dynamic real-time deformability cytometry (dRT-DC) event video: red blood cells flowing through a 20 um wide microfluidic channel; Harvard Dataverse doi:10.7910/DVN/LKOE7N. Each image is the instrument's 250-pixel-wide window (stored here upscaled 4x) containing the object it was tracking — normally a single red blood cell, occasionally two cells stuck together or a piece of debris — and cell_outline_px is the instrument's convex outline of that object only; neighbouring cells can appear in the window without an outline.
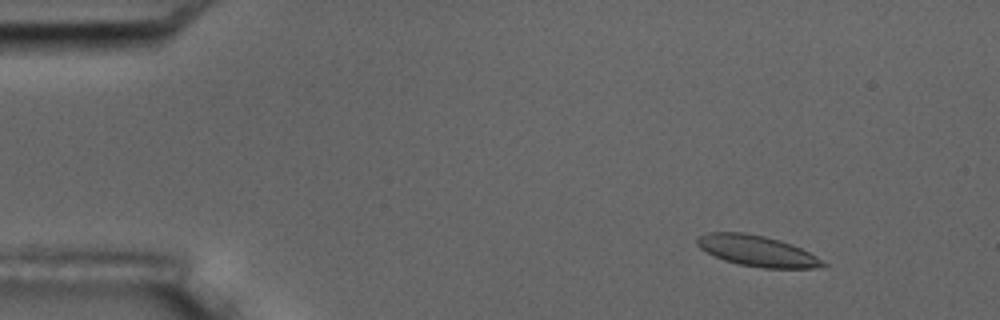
{"species": "common noctule bat (a hibernating species)", "species_latin": "Nyctalus noctula", "temperature_condition": "room temperature", "stored_images_in_passage": 4, "camera_frame_rate_fps": 3000, "um_per_image_px": 0.085, "animal": {"sex": "male", "body_mass_g": 17.5, "forearm_length_mm": 52.3}, "frame": {"image": 1, "passage_image": 2, "time_ms": 1.0, "image_size_px": [1000, 320], "cell_outline_px": [[828, 264], [824, 268], [764, 268], [740, 264], [724, 260], [700, 248], [696, 244], [696, 240], [700, 236], [708, 232], [744, 232], [764, 236], [780, 240], [792, 244], [816, 256]], "centroid_in_image_um": [64.38, 21.33], "position_along_channel_um": 20.6, "area_um2": 22.48}}
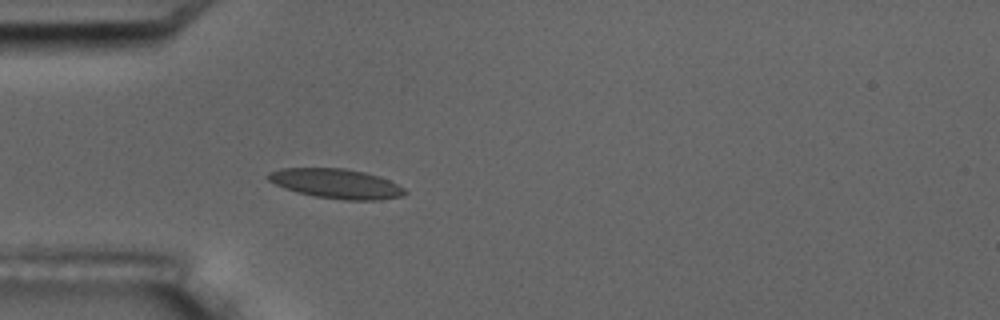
{"frame": {"image": 2, "passage_image": 4, "time_ms": 4.333, "image_size_px": [1000, 320], "cell_outline_px": [[408, 192], [404, 196], [380, 200], [344, 200], [316, 196], [296, 192], [284, 188], [268, 180], [264, 176], [268, 172], [280, 168], [344, 168], [364, 172], [388, 180], [404, 188]], "centroid_in_image_um": [28.55, 15.61], "position_along_channel_um": 56.4, "area_um2": 23.64}}